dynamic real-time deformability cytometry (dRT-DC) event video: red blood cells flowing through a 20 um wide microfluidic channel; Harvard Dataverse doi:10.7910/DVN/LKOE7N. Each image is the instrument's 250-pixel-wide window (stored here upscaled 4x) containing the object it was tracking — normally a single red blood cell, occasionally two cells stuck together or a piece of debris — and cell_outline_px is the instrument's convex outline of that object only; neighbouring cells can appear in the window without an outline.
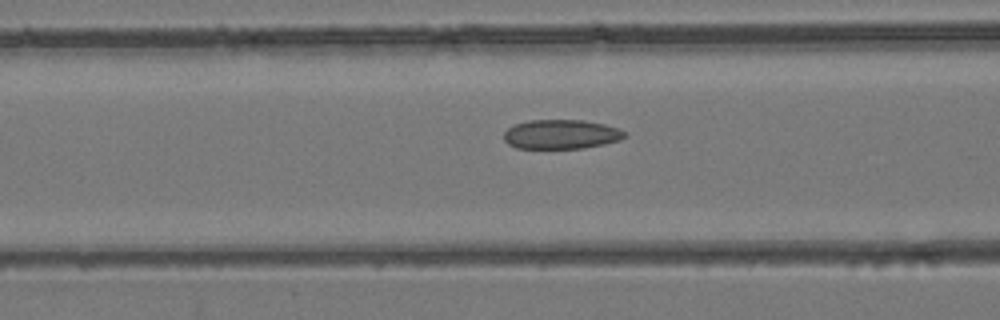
{"species": "common noctule bat (a hibernating species)", "species_latin": "Nyctalus noctula", "temperature_condition": "room temperature", "stored_images_in_passage": 12, "camera_frame_rate_fps": 3000, "um_per_image_px": 0.085, "animal": {"sex": "female", "body_mass_g": 24.6, "forearm_length_mm": 56.2}, "frame": {"image": 1, "passage_image": 4, "time_ms": 1.0, "image_size_px": [1000, 320], "cell_outline_px": [[628, 136], [620, 140], [604, 144], [584, 148], [516, 148], [508, 144], [504, 140], [504, 132], [508, 128], [516, 124], [528, 120], [584, 120], [604, 124], [628, 132]], "centroid_in_image_um": [47.72, 11.41], "position_along_channel_um": 118.9, "area_um2": 20.75}}
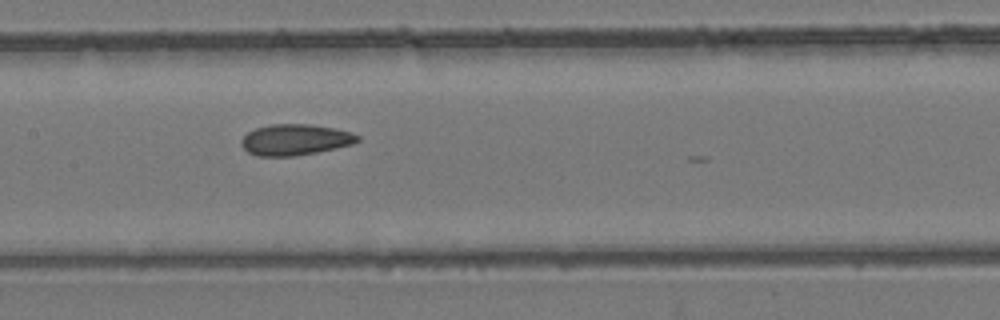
{"frame": {"image": 2, "passage_image": 8, "time_ms": 2.333, "image_size_px": [1000, 320], "cell_outline_px": [[360, 140], [352, 144], [336, 148], [296, 156], [256, 156], [248, 152], [240, 144], [240, 140], [248, 132], [256, 128], [272, 124], [308, 124], [332, 128], [352, 132], [360, 136]], "centroid_in_image_um": [25.08, 11.88], "position_along_channel_um": 182.3, "area_um2": 20.98}}
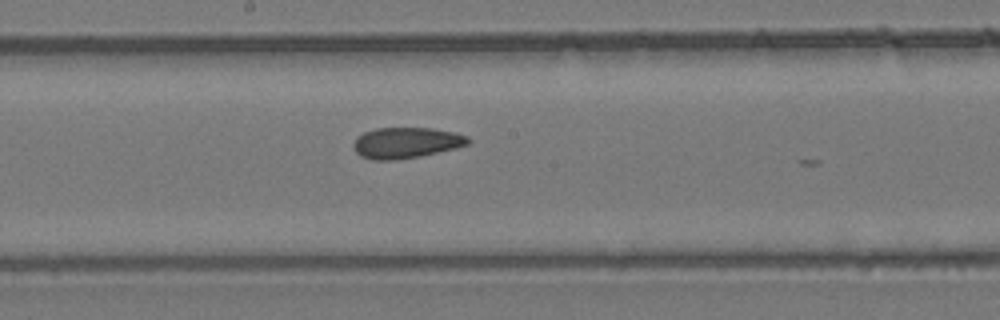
{"frame": {"image": 3, "passage_image": 10, "time_ms": 3.0, "image_size_px": [1000, 320], "cell_outline_px": [[472, 140], [468, 144], [456, 148], [420, 156], [396, 160], [372, 160], [360, 156], [352, 148], [352, 144], [356, 136], [364, 132], [376, 128], [432, 128], [452, 132], [468, 136]], "centroid_in_image_um": [34.48, 12.14], "position_along_channel_um": 213.7, "area_um2": 20.81}}